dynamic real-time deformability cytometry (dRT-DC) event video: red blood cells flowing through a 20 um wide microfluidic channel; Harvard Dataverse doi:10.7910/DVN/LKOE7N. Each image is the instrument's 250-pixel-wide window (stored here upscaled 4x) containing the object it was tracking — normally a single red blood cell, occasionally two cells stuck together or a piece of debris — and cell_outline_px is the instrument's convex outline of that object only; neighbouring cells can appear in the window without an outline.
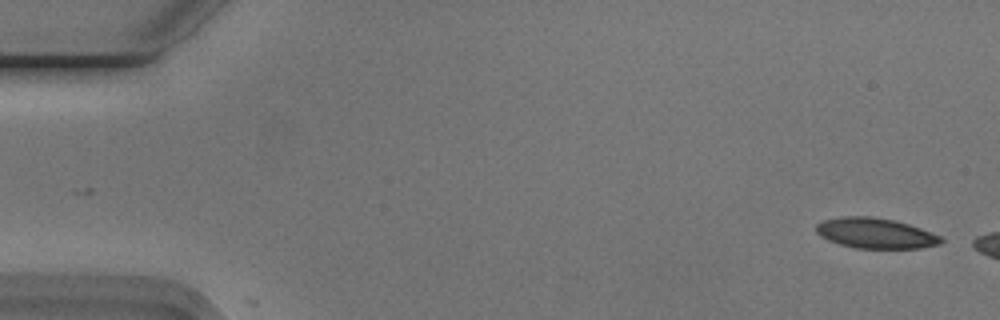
{"species": "Egyptian fruit bat (a non-hibernating species)", "species_latin": "Rousettus aegyptiacus", "temperature_condition": "cold", "stored_images_in_passage": 6, "camera_frame_rate_fps": 3000, "um_per_image_px": 0.085, "animal": {"sex": "male"}, "frame": {"image": 1, "passage_image": 1, "time_ms": 0.0, "image_size_px": [1000, 320], "cell_outline_px": [[944, 240], [940, 244], [920, 248], [856, 248], [840, 244], [828, 240], [820, 236], [816, 232], [816, 224], [820, 220], [844, 216], [868, 216], [892, 220], [908, 224], [920, 228], [940, 236]], "centroid_in_image_um": [74.37, 19.82], "position_along_channel_um": 10.6, "area_um2": 22.02}}